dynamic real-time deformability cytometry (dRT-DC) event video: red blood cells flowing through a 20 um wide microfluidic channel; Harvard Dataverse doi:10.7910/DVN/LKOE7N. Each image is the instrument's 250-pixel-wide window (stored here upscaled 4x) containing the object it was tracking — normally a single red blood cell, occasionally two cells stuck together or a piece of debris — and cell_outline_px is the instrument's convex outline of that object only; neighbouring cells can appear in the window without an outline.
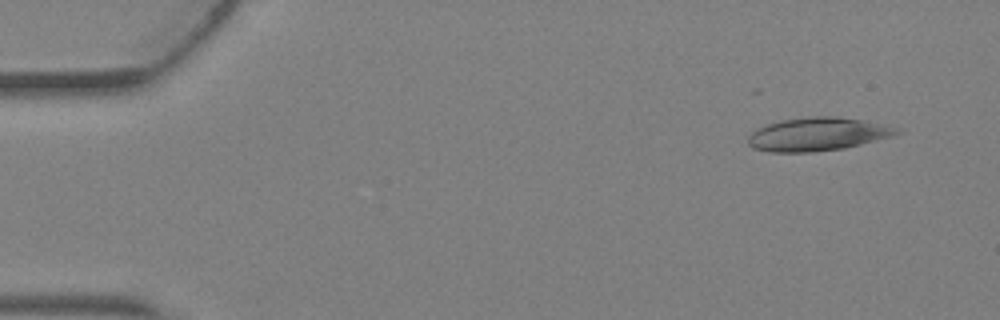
{"species": "Egyptian fruit bat (a non-hibernating species)", "species_latin": "Rousettus aegyptiacus", "temperature_condition": "warm", "stored_images_in_passage": 5, "camera_frame_rate_fps": 3000, "um_per_image_px": 0.085, "animal": {"sex": "female"}, "frame": {"image": 1, "passage_image": 5, "time_ms": 1.333, "image_size_px": [1000, 320], "cell_outline_px": [[900, 132], [892, 136], [844, 148], [812, 152], [768, 152], [752, 148], [748, 144], [748, 136], [752, 132], [768, 124], [780, 120], [812, 116], [836, 116], [860, 120], [896, 128]], "centroid_in_image_um": [69.42, 11.42], "position_along_channel_um": 15.6, "area_um2": 28.44}}